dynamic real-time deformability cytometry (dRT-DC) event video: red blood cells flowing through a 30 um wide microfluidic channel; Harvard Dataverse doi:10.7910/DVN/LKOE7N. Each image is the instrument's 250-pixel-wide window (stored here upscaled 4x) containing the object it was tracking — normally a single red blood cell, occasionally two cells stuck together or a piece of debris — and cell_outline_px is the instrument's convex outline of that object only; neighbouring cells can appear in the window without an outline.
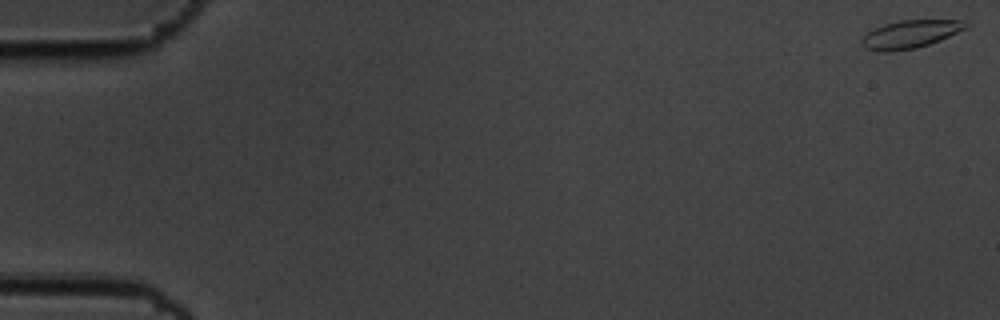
{"species": "common noctule bat (a hibernating species)", "species_latin": "Nyctalus noctula", "temperature_condition": "cold", "stored_images_in_passage": 59, "camera_frame_rate_fps": 3000, "um_per_image_px": 0.085, "animal": {"sex": "male", "body_mass_g": 19.5, "forearm_length_mm": 54.6}, "frame": {"image": 1, "passage_image": 1, "time_ms": 0.0, "image_size_px": [1000, 320], "cell_outline_px": [[972, 24], [940, 40], [916, 48], [892, 52], [880, 52], [864, 48], [860, 44], [860, 40], [868, 32], [884, 24], [900, 20], [968, 20]], "centroid_in_image_um": [77.35, 2.91], "position_along_channel_um": 7.6, "area_um2": 16.99}}
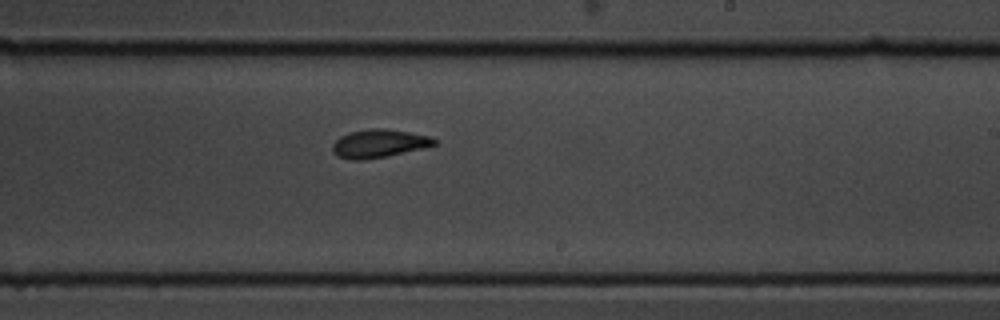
{"frame": {"image": 2, "passage_image": 36, "time_ms": 11.667, "image_size_px": [1000, 320], "cell_outline_px": [[440, 144], [424, 148], [388, 156], [364, 160], [352, 160], [336, 156], [332, 152], [332, 144], [340, 136], [348, 132], [372, 128], [384, 128], [408, 132], [428, 136], [436, 140]], "centroid_in_image_um": [32.19, 12.21], "position_along_channel_um": 256.8, "area_um2": 16.94}}
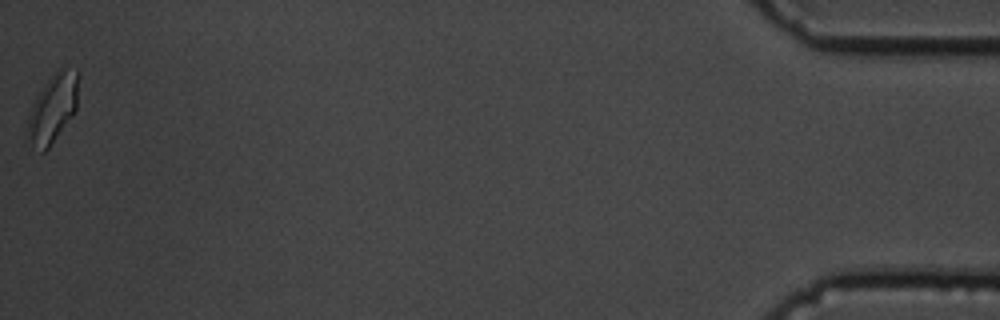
{"frame": {"image": 3, "passage_image": 59, "time_ms": 19.333, "image_size_px": [1000, 320], "cell_outline_px": [[80, 72], [76, 108], [72, 116], [48, 148], [44, 152], [40, 152], [32, 144], [28, 132], [28, 112], [36, 96], [44, 84], [60, 68], [76, 68]], "centroid_in_image_um": [4.52, 9.15], "position_along_channel_um": 430.7, "area_um2": 20.11}, "authors_computed_cell_mechanics": {"area_um2": 16.8198, "velocity_mm_per_s": 3.4575, "shape_relaxation_time_tau1_ms": 3.5881, "shape_relaxation_time_tau2_ms": 2.078, "deformation_change_tau1": 0.1637, "deformation_change_tau2": 0.0838}}